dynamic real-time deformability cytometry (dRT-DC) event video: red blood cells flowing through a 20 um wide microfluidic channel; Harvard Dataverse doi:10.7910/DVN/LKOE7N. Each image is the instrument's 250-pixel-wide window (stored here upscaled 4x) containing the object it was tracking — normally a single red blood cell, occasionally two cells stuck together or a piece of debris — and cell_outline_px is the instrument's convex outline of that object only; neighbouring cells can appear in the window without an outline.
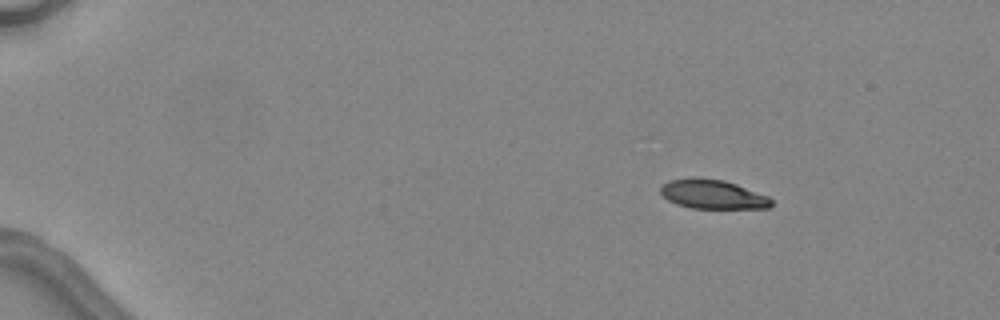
{"species": "common noctule bat (a hibernating species)", "species_latin": "Nyctalus noctula", "temperature_condition": "warm", "stored_images_in_passage": 5, "camera_frame_rate_fps": 3000, "um_per_image_px": 0.085, "animal": {"sex": "female", "body_mass_g": 24.6, "forearm_length_mm": 56.2}, "frame": {"image": 1, "passage_image": 1, "time_ms": 0.0, "image_size_px": [1000, 320], "cell_outline_px": [[772, 204], [768, 208], [692, 208], [676, 204], [668, 200], [660, 192], [660, 184], [668, 180], [692, 176], [696, 176], [724, 180], [736, 184], [768, 196], [772, 200]], "centroid_in_image_um": [60.52, 16.49], "position_along_channel_um": 24.5, "area_um2": 19.07}}